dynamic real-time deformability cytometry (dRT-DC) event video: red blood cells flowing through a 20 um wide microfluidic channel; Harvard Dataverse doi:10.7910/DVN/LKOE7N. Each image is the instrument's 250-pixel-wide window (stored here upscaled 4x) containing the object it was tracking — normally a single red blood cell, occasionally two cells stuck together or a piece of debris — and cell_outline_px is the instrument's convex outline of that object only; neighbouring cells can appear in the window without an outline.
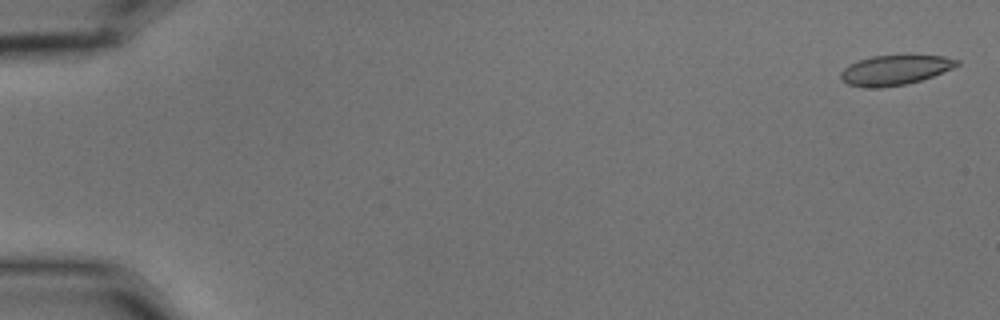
{"species": "common noctule bat (a hibernating species)", "species_latin": "Nyctalus noctula", "temperature_condition": "cold", "stored_images_in_passage": 6, "camera_frame_rate_fps": 3000, "um_per_image_px": 0.085, "animal": {"sex": "male", "body_mass_g": 15.6}, "frame": {"image": 1, "passage_image": 1, "time_ms": 0.0, "image_size_px": [1000, 320], "cell_outline_px": [[960, 64], [952, 68], [932, 76], [908, 84], [880, 88], [864, 88], [848, 84], [840, 80], [840, 72], [848, 64], [872, 56], [944, 56], [960, 60]], "centroid_in_image_um": [76.02, 5.97], "position_along_channel_um": 9.0, "area_um2": 20.17}}
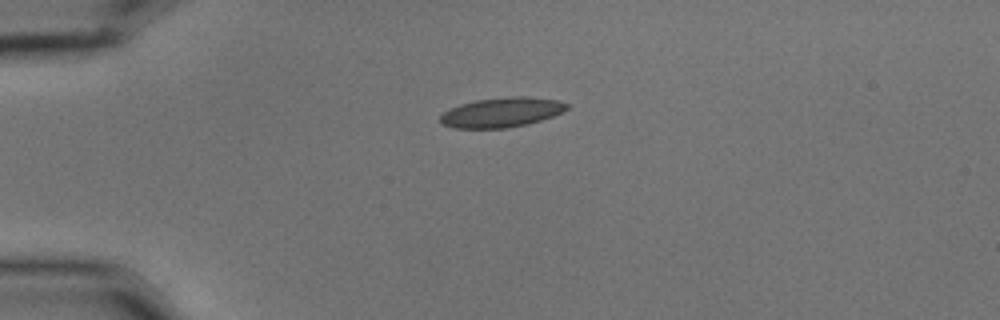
{"frame": {"image": 2, "passage_image": 4, "time_ms": 1.0, "image_size_px": [1000, 320], "cell_outline_px": [[568, 108], [552, 116], [528, 124], [508, 128], [452, 128], [444, 124], [440, 120], [440, 116], [444, 112], [460, 104], [476, 100], [508, 96], [528, 96], [560, 100], [568, 104]], "centroid_in_image_um": [42.65, 9.54], "position_along_channel_um": 42.3, "area_um2": 21.91}}